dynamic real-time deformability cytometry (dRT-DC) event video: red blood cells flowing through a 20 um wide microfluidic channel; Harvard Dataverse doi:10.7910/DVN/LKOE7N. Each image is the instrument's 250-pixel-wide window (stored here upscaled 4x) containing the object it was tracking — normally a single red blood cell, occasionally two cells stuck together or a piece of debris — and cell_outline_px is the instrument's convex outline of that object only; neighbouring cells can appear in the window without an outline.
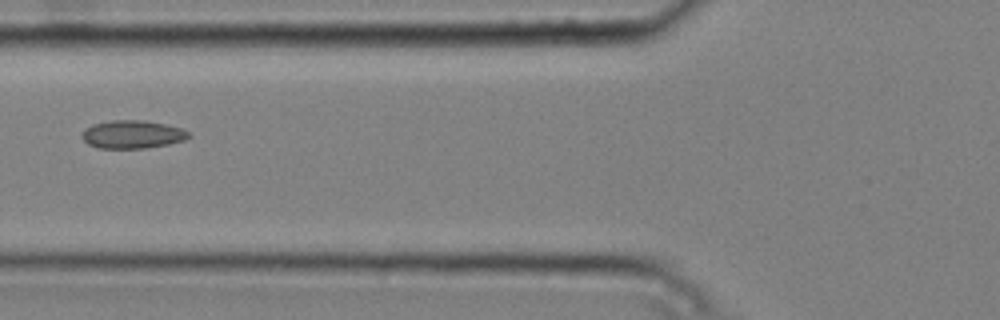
{"species": "common noctule bat (a hibernating species)", "species_latin": "Nyctalus noctula", "temperature_condition": "cold", "stored_images_in_passage": 6, "camera_frame_rate_fps": 3000, "um_per_image_px": 0.085, "animal": {"sex": "male", "body_mass_g": 20.4}, "frame": {"image": 1, "passage_image": 3, "time_ms": 0.667, "image_size_px": [1000, 320], "cell_outline_px": [[192, 136], [184, 140], [168, 144], [148, 148], [96, 148], [88, 144], [80, 136], [84, 128], [92, 124], [112, 120], [144, 120], [184, 128]], "centroid_in_image_um": [11.24, 11.42], "position_along_channel_um": 114.6, "area_um2": 17.69}}
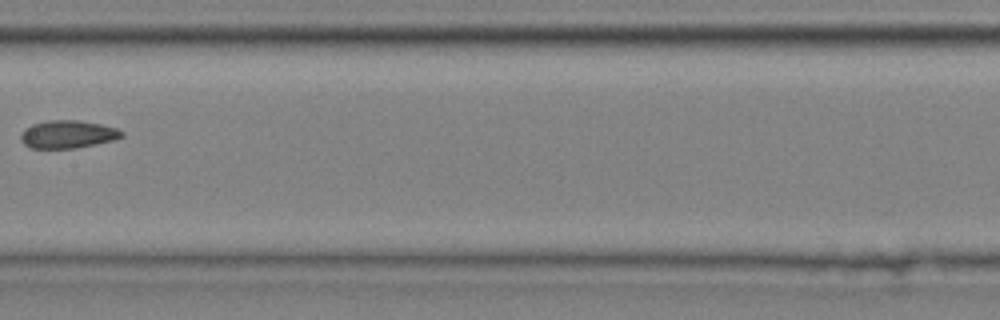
{"frame": {"image": 2, "passage_image": 5, "time_ms": 1.333, "image_size_px": [1000, 320], "cell_outline_px": [[124, 136], [116, 140], [76, 148], [32, 148], [24, 144], [20, 140], [20, 132], [24, 128], [32, 124], [48, 120], [76, 120], [100, 124], [116, 128], [124, 132]], "centroid_in_image_um": [5.75, 11.41], "position_along_channel_um": 201.6, "area_um2": 16.53}}
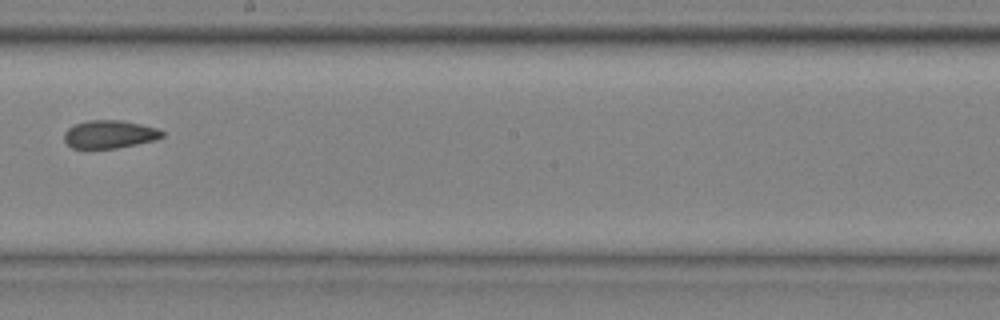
{"frame": {"image": 3, "passage_image": 6, "time_ms": 1.667, "image_size_px": [1000, 320], "cell_outline_px": [[164, 136], [156, 140], [116, 148], [72, 148], [64, 140], [64, 132], [68, 128], [76, 124], [88, 120], [120, 120], [140, 124], [156, 128], [164, 132]], "centroid_in_image_um": [9.31, 11.41], "position_along_channel_um": 238.9, "area_um2": 15.9}}